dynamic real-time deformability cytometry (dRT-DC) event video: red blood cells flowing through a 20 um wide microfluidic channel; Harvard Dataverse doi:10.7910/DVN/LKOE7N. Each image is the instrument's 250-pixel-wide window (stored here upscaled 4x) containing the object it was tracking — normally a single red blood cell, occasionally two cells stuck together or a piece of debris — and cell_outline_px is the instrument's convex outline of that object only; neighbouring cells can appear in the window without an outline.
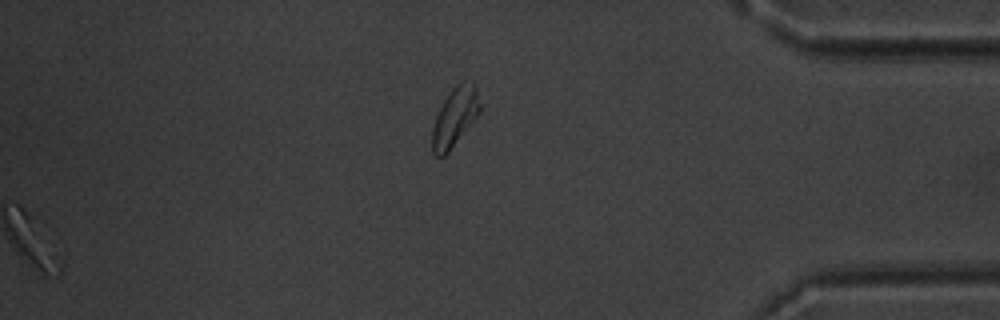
{"species": "common noctule bat (a hibernating species)", "species_latin": "Nyctalus noctula", "temperature_condition": "warm", "stored_images_in_passage": 51, "segment_of_instrument_passage": [2, 2], "camera_frame_rate_fps": 3000, "um_per_image_px": 0.085, "animal": {"sex": "male", "body_mass_g": 20.1, "forearm_length_mm": 53.5}, "frame": {"image": 1, "passage_image": 51, "time_ms": 16.667, "image_size_px": [1000, 320], "cell_outline_px": [[480, 112], [448, 152], [444, 156], [436, 156], [432, 152], [432, 128], [436, 116], [444, 100], [452, 88], [460, 80], [472, 80], [476, 88], [480, 104]], "centroid_in_image_um": [38.66, 9.91], "position_along_channel_um": 396.5, "area_um2": 16.24}}